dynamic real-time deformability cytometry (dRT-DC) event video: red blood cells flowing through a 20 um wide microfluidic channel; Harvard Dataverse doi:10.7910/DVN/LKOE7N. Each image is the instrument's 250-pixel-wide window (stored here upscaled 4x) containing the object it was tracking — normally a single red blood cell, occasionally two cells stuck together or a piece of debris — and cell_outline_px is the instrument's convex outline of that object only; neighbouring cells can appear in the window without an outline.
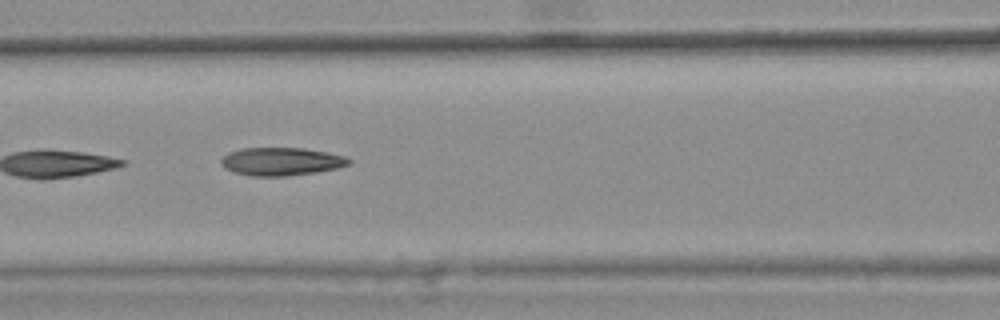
{"species": "common noctule bat (a hibernating species)", "species_latin": "Nyctalus noctula", "temperature_condition": "warm", "stored_images_in_passage": 10, "camera_frame_rate_fps": 3000, "um_per_image_px": 0.085, "animal": {"sex": "female", "body_mass_g": 25.1}, "frame": {"image": 1, "passage_image": 6, "time_ms": 1.667, "image_size_px": [1000, 320], "cell_outline_px": [[352, 164], [336, 168], [316, 172], [288, 176], [252, 176], [236, 172], [224, 168], [220, 164], [220, 160], [224, 156], [232, 152], [244, 148], [300, 148], [324, 152], [344, 156], [352, 160]], "centroid_in_image_um": [23.92, 13.73], "position_along_channel_um": 142.7, "area_um2": 20.63}}